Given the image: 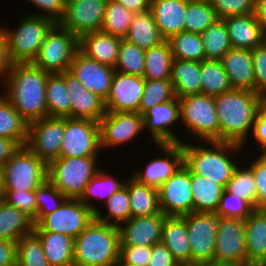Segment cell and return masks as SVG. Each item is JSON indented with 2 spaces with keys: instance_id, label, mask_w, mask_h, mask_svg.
<instances>
[{
  "instance_id": "6da1fadb",
  "label": "cell",
  "mask_w": 266,
  "mask_h": 266,
  "mask_svg": "<svg viewBox=\"0 0 266 266\" xmlns=\"http://www.w3.org/2000/svg\"><path fill=\"white\" fill-rule=\"evenodd\" d=\"M49 74L33 63H15L4 78L5 96L28 124L48 117L46 82Z\"/></svg>"
},
{
  "instance_id": "7a4b0ae2",
  "label": "cell",
  "mask_w": 266,
  "mask_h": 266,
  "mask_svg": "<svg viewBox=\"0 0 266 266\" xmlns=\"http://www.w3.org/2000/svg\"><path fill=\"white\" fill-rule=\"evenodd\" d=\"M263 97L254 91L231 89L214 97L219 120V141L244 146Z\"/></svg>"
},
{
  "instance_id": "3957f363",
  "label": "cell",
  "mask_w": 266,
  "mask_h": 266,
  "mask_svg": "<svg viewBox=\"0 0 266 266\" xmlns=\"http://www.w3.org/2000/svg\"><path fill=\"white\" fill-rule=\"evenodd\" d=\"M200 143L201 141L194 146L181 142L184 165L192 173L226 187L238 166L230 155L233 156L234 153L236 156L242 150V145L223 141H208L212 145V148H208L201 146Z\"/></svg>"
},
{
  "instance_id": "277c9868",
  "label": "cell",
  "mask_w": 266,
  "mask_h": 266,
  "mask_svg": "<svg viewBox=\"0 0 266 266\" xmlns=\"http://www.w3.org/2000/svg\"><path fill=\"white\" fill-rule=\"evenodd\" d=\"M118 226L94 220L74 239V266H117Z\"/></svg>"
},
{
  "instance_id": "5b68a950",
  "label": "cell",
  "mask_w": 266,
  "mask_h": 266,
  "mask_svg": "<svg viewBox=\"0 0 266 266\" xmlns=\"http://www.w3.org/2000/svg\"><path fill=\"white\" fill-rule=\"evenodd\" d=\"M17 28H4L7 51L12 64L33 63L39 54L47 33L56 24L49 18L27 14Z\"/></svg>"
},
{
  "instance_id": "8992f818",
  "label": "cell",
  "mask_w": 266,
  "mask_h": 266,
  "mask_svg": "<svg viewBox=\"0 0 266 266\" xmlns=\"http://www.w3.org/2000/svg\"><path fill=\"white\" fill-rule=\"evenodd\" d=\"M97 157H59L48 164L47 179L70 199H80L96 175Z\"/></svg>"
},
{
  "instance_id": "52a82bcc",
  "label": "cell",
  "mask_w": 266,
  "mask_h": 266,
  "mask_svg": "<svg viewBox=\"0 0 266 266\" xmlns=\"http://www.w3.org/2000/svg\"><path fill=\"white\" fill-rule=\"evenodd\" d=\"M48 165L22 146L0 169L1 190L32 191L47 180Z\"/></svg>"
},
{
  "instance_id": "ba28073f",
  "label": "cell",
  "mask_w": 266,
  "mask_h": 266,
  "mask_svg": "<svg viewBox=\"0 0 266 266\" xmlns=\"http://www.w3.org/2000/svg\"><path fill=\"white\" fill-rule=\"evenodd\" d=\"M178 102L180 122L195 140L219 141V120L214 97L197 93L178 98Z\"/></svg>"
},
{
  "instance_id": "9c48e42d",
  "label": "cell",
  "mask_w": 266,
  "mask_h": 266,
  "mask_svg": "<svg viewBox=\"0 0 266 266\" xmlns=\"http://www.w3.org/2000/svg\"><path fill=\"white\" fill-rule=\"evenodd\" d=\"M78 50L79 39L56 23L47 33L33 64L50 74L63 73L69 71Z\"/></svg>"
},
{
  "instance_id": "30bf717a",
  "label": "cell",
  "mask_w": 266,
  "mask_h": 266,
  "mask_svg": "<svg viewBox=\"0 0 266 266\" xmlns=\"http://www.w3.org/2000/svg\"><path fill=\"white\" fill-rule=\"evenodd\" d=\"M95 218L79 199L67 198L54 212L44 216L33 231L58 232L75 239Z\"/></svg>"
},
{
  "instance_id": "8fae6325",
  "label": "cell",
  "mask_w": 266,
  "mask_h": 266,
  "mask_svg": "<svg viewBox=\"0 0 266 266\" xmlns=\"http://www.w3.org/2000/svg\"><path fill=\"white\" fill-rule=\"evenodd\" d=\"M223 217L216 213L192 212L186 215V225L191 251V262L213 260L216 232Z\"/></svg>"
},
{
  "instance_id": "7c38bea8",
  "label": "cell",
  "mask_w": 266,
  "mask_h": 266,
  "mask_svg": "<svg viewBox=\"0 0 266 266\" xmlns=\"http://www.w3.org/2000/svg\"><path fill=\"white\" fill-rule=\"evenodd\" d=\"M100 149L99 122L90 119L65 118L59 157L97 156Z\"/></svg>"
},
{
  "instance_id": "4fadbf2b",
  "label": "cell",
  "mask_w": 266,
  "mask_h": 266,
  "mask_svg": "<svg viewBox=\"0 0 266 266\" xmlns=\"http://www.w3.org/2000/svg\"><path fill=\"white\" fill-rule=\"evenodd\" d=\"M65 118L44 117L28 124L25 146L47 165L59 158Z\"/></svg>"
},
{
  "instance_id": "5bb4252c",
  "label": "cell",
  "mask_w": 266,
  "mask_h": 266,
  "mask_svg": "<svg viewBox=\"0 0 266 266\" xmlns=\"http://www.w3.org/2000/svg\"><path fill=\"white\" fill-rule=\"evenodd\" d=\"M108 0H66L62 18L57 23L78 39L101 31Z\"/></svg>"
},
{
  "instance_id": "9a60e30c",
  "label": "cell",
  "mask_w": 266,
  "mask_h": 266,
  "mask_svg": "<svg viewBox=\"0 0 266 266\" xmlns=\"http://www.w3.org/2000/svg\"><path fill=\"white\" fill-rule=\"evenodd\" d=\"M161 212L166 216H185L194 212L191 171L183 164L159 188Z\"/></svg>"
},
{
  "instance_id": "2e32d148",
  "label": "cell",
  "mask_w": 266,
  "mask_h": 266,
  "mask_svg": "<svg viewBox=\"0 0 266 266\" xmlns=\"http://www.w3.org/2000/svg\"><path fill=\"white\" fill-rule=\"evenodd\" d=\"M101 149L131 143L144 131L143 115L138 112H106L99 121Z\"/></svg>"
},
{
  "instance_id": "e0dca14e",
  "label": "cell",
  "mask_w": 266,
  "mask_h": 266,
  "mask_svg": "<svg viewBox=\"0 0 266 266\" xmlns=\"http://www.w3.org/2000/svg\"><path fill=\"white\" fill-rule=\"evenodd\" d=\"M245 222L223 218L216 232L214 261L241 265L247 263Z\"/></svg>"
},
{
  "instance_id": "ac0fdd59",
  "label": "cell",
  "mask_w": 266,
  "mask_h": 266,
  "mask_svg": "<svg viewBox=\"0 0 266 266\" xmlns=\"http://www.w3.org/2000/svg\"><path fill=\"white\" fill-rule=\"evenodd\" d=\"M156 145L164 152L165 158L150 160L144 170L135 171L131 177L141 184L158 189L184 164V152L181 143Z\"/></svg>"
},
{
  "instance_id": "d6986e66",
  "label": "cell",
  "mask_w": 266,
  "mask_h": 266,
  "mask_svg": "<svg viewBox=\"0 0 266 266\" xmlns=\"http://www.w3.org/2000/svg\"><path fill=\"white\" fill-rule=\"evenodd\" d=\"M145 78L115 72L109 94L104 101L106 112H138Z\"/></svg>"
},
{
  "instance_id": "ffe728a7",
  "label": "cell",
  "mask_w": 266,
  "mask_h": 266,
  "mask_svg": "<svg viewBox=\"0 0 266 266\" xmlns=\"http://www.w3.org/2000/svg\"><path fill=\"white\" fill-rule=\"evenodd\" d=\"M69 72L73 74L86 88L106 100L113 75L114 67L100 64L96 60L88 58L78 50L70 64Z\"/></svg>"
},
{
  "instance_id": "44dd1931",
  "label": "cell",
  "mask_w": 266,
  "mask_h": 266,
  "mask_svg": "<svg viewBox=\"0 0 266 266\" xmlns=\"http://www.w3.org/2000/svg\"><path fill=\"white\" fill-rule=\"evenodd\" d=\"M179 120L177 97L168 102L156 104L143 114L144 130L145 128L149 130L155 144L181 143L182 140L171 129L172 125Z\"/></svg>"
},
{
  "instance_id": "7402d4cb",
  "label": "cell",
  "mask_w": 266,
  "mask_h": 266,
  "mask_svg": "<svg viewBox=\"0 0 266 266\" xmlns=\"http://www.w3.org/2000/svg\"><path fill=\"white\" fill-rule=\"evenodd\" d=\"M165 217L164 214L130 217L118 226L120 245L153 246L160 243Z\"/></svg>"
},
{
  "instance_id": "603a6c76",
  "label": "cell",
  "mask_w": 266,
  "mask_h": 266,
  "mask_svg": "<svg viewBox=\"0 0 266 266\" xmlns=\"http://www.w3.org/2000/svg\"><path fill=\"white\" fill-rule=\"evenodd\" d=\"M65 78L71 100V118L99 122L105 115L104 101L87 88L69 71L60 73Z\"/></svg>"
},
{
  "instance_id": "cb8c5ba5",
  "label": "cell",
  "mask_w": 266,
  "mask_h": 266,
  "mask_svg": "<svg viewBox=\"0 0 266 266\" xmlns=\"http://www.w3.org/2000/svg\"><path fill=\"white\" fill-rule=\"evenodd\" d=\"M220 61L233 89L255 92L252 50L232 47Z\"/></svg>"
},
{
  "instance_id": "d4e9b609",
  "label": "cell",
  "mask_w": 266,
  "mask_h": 266,
  "mask_svg": "<svg viewBox=\"0 0 266 266\" xmlns=\"http://www.w3.org/2000/svg\"><path fill=\"white\" fill-rule=\"evenodd\" d=\"M223 20L233 48L253 50L265 42V33L254 13L229 16Z\"/></svg>"
},
{
  "instance_id": "484cf974",
  "label": "cell",
  "mask_w": 266,
  "mask_h": 266,
  "mask_svg": "<svg viewBox=\"0 0 266 266\" xmlns=\"http://www.w3.org/2000/svg\"><path fill=\"white\" fill-rule=\"evenodd\" d=\"M122 38L102 31L91 32L79 39V50L100 64L114 67Z\"/></svg>"
},
{
  "instance_id": "4316f807",
  "label": "cell",
  "mask_w": 266,
  "mask_h": 266,
  "mask_svg": "<svg viewBox=\"0 0 266 266\" xmlns=\"http://www.w3.org/2000/svg\"><path fill=\"white\" fill-rule=\"evenodd\" d=\"M189 0H151L154 21L166 40L183 31L184 15Z\"/></svg>"
},
{
  "instance_id": "83f0119b",
  "label": "cell",
  "mask_w": 266,
  "mask_h": 266,
  "mask_svg": "<svg viewBox=\"0 0 266 266\" xmlns=\"http://www.w3.org/2000/svg\"><path fill=\"white\" fill-rule=\"evenodd\" d=\"M160 242L169 249L178 262H191L186 215L165 217Z\"/></svg>"
},
{
  "instance_id": "f1b7e54d",
  "label": "cell",
  "mask_w": 266,
  "mask_h": 266,
  "mask_svg": "<svg viewBox=\"0 0 266 266\" xmlns=\"http://www.w3.org/2000/svg\"><path fill=\"white\" fill-rule=\"evenodd\" d=\"M39 238L50 266H74V239L50 231H33Z\"/></svg>"
},
{
  "instance_id": "f546056e",
  "label": "cell",
  "mask_w": 266,
  "mask_h": 266,
  "mask_svg": "<svg viewBox=\"0 0 266 266\" xmlns=\"http://www.w3.org/2000/svg\"><path fill=\"white\" fill-rule=\"evenodd\" d=\"M124 40L144 50L158 46L166 41L157 27L150 9L134 14Z\"/></svg>"
},
{
  "instance_id": "4dcf8cb0",
  "label": "cell",
  "mask_w": 266,
  "mask_h": 266,
  "mask_svg": "<svg viewBox=\"0 0 266 266\" xmlns=\"http://www.w3.org/2000/svg\"><path fill=\"white\" fill-rule=\"evenodd\" d=\"M247 263L266 260V210H254L245 220Z\"/></svg>"
},
{
  "instance_id": "1f68e13d",
  "label": "cell",
  "mask_w": 266,
  "mask_h": 266,
  "mask_svg": "<svg viewBox=\"0 0 266 266\" xmlns=\"http://www.w3.org/2000/svg\"><path fill=\"white\" fill-rule=\"evenodd\" d=\"M170 80L177 98L201 93L200 61L173 58Z\"/></svg>"
},
{
  "instance_id": "d6a6232c",
  "label": "cell",
  "mask_w": 266,
  "mask_h": 266,
  "mask_svg": "<svg viewBox=\"0 0 266 266\" xmlns=\"http://www.w3.org/2000/svg\"><path fill=\"white\" fill-rule=\"evenodd\" d=\"M124 180L130 198L131 217L163 214L159 204L158 189L141 184L131 176L130 179Z\"/></svg>"
},
{
  "instance_id": "836d02e7",
  "label": "cell",
  "mask_w": 266,
  "mask_h": 266,
  "mask_svg": "<svg viewBox=\"0 0 266 266\" xmlns=\"http://www.w3.org/2000/svg\"><path fill=\"white\" fill-rule=\"evenodd\" d=\"M33 230L30 216L0 199V239L17 242L23 236L32 234Z\"/></svg>"
},
{
  "instance_id": "e575fe53",
  "label": "cell",
  "mask_w": 266,
  "mask_h": 266,
  "mask_svg": "<svg viewBox=\"0 0 266 266\" xmlns=\"http://www.w3.org/2000/svg\"><path fill=\"white\" fill-rule=\"evenodd\" d=\"M224 190V186L191 172L194 212L216 213Z\"/></svg>"
},
{
  "instance_id": "d590c367",
  "label": "cell",
  "mask_w": 266,
  "mask_h": 266,
  "mask_svg": "<svg viewBox=\"0 0 266 266\" xmlns=\"http://www.w3.org/2000/svg\"><path fill=\"white\" fill-rule=\"evenodd\" d=\"M48 117L71 118V100L65 78L60 73L49 74L46 82Z\"/></svg>"
},
{
  "instance_id": "8d00e7d4",
  "label": "cell",
  "mask_w": 266,
  "mask_h": 266,
  "mask_svg": "<svg viewBox=\"0 0 266 266\" xmlns=\"http://www.w3.org/2000/svg\"><path fill=\"white\" fill-rule=\"evenodd\" d=\"M28 123L14 109L9 99L0 94V137L16 140L21 146L27 141Z\"/></svg>"
},
{
  "instance_id": "74e56055",
  "label": "cell",
  "mask_w": 266,
  "mask_h": 266,
  "mask_svg": "<svg viewBox=\"0 0 266 266\" xmlns=\"http://www.w3.org/2000/svg\"><path fill=\"white\" fill-rule=\"evenodd\" d=\"M123 182L101 168L88 182L85 191L79 200L96 213L98 209L95 204L90 203L93 202L91 200H93V198L103 199L105 203L112 194L125 185V181Z\"/></svg>"
},
{
  "instance_id": "f35d334b",
  "label": "cell",
  "mask_w": 266,
  "mask_h": 266,
  "mask_svg": "<svg viewBox=\"0 0 266 266\" xmlns=\"http://www.w3.org/2000/svg\"><path fill=\"white\" fill-rule=\"evenodd\" d=\"M172 61L173 56L168 40L145 50L143 77L149 80L170 79Z\"/></svg>"
},
{
  "instance_id": "ab89813d",
  "label": "cell",
  "mask_w": 266,
  "mask_h": 266,
  "mask_svg": "<svg viewBox=\"0 0 266 266\" xmlns=\"http://www.w3.org/2000/svg\"><path fill=\"white\" fill-rule=\"evenodd\" d=\"M200 75L201 93L215 97L233 89L220 60H202Z\"/></svg>"
},
{
  "instance_id": "60d3db41",
  "label": "cell",
  "mask_w": 266,
  "mask_h": 266,
  "mask_svg": "<svg viewBox=\"0 0 266 266\" xmlns=\"http://www.w3.org/2000/svg\"><path fill=\"white\" fill-rule=\"evenodd\" d=\"M205 60H220L232 48L227 26L223 19L201 33Z\"/></svg>"
},
{
  "instance_id": "b9f144b4",
  "label": "cell",
  "mask_w": 266,
  "mask_h": 266,
  "mask_svg": "<svg viewBox=\"0 0 266 266\" xmlns=\"http://www.w3.org/2000/svg\"><path fill=\"white\" fill-rule=\"evenodd\" d=\"M217 20L211 2L189 0L184 15L183 31L201 34Z\"/></svg>"
},
{
  "instance_id": "7bdbcfd3",
  "label": "cell",
  "mask_w": 266,
  "mask_h": 266,
  "mask_svg": "<svg viewBox=\"0 0 266 266\" xmlns=\"http://www.w3.org/2000/svg\"><path fill=\"white\" fill-rule=\"evenodd\" d=\"M172 56L175 59L202 61L205 60L201 34L182 31L168 40Z\"/></svg>"
},
{
  "instance_id": "ee69618b",
  "label": "cell",
  "mask_w": 266,
  "mask_h": 266,
  "mask_svg": "<svg viewBox=\"0 0 266 266\" xmlns=\"http://www.w3.org/2000/svg\"><path fill=\"white\" fill-rule=\"evenodd\" d=\"M106 214L101 215V211L95 213V219L110 225L119 226L131 217L130 198L128 188L124 185L105 202Z\"/></svg>"
},
{
  "instance_id": "f6af8a7d",
  "label": "cell",
  "mask_w": 266,
  "mask_h": 266,
  "mask_svg": "<svg viewBox=\"0 0 266 266\" xmlns=\"http://www.w3.org/2000/svg\"><path fill=\"white\" fill-rule=\"evenodd\" d=\"M134 13L114 0H108L101 31L124 39Z\"/></svg>"
},
{
  "instance_id": "bcb514c9",
  "label": "cell",
  "mask_w": 266,
  "mask_h": 266,
  "mask_svg": "<svg viewBox=\"0 0 266 266\" xmlns=\"http://www.w3.org/2000/svg\"><path fill=\"white\" fill-rule=\"evenodd\" d=\"M145 50L124 39L121 41L115 72L143 76L145 69Z\"/></svg>"
},
{
  "instance_id": "7dc6e473",
  "label": "cell",
  "mask_w": 266,
  "mask_h": 266,
  "mask_svg": "<svg viewBox=\"0 0 266 266\" xmlns=\"http://www.w3.org/2000/svg\"><path fill=\"white\" fill-rule=\"evenodd\" d=\"M175 97L174 88L170 79H145V87L139 105V113L143 115L156 104L168 102Z\"/></svg>"
},
{
  "instance_id": "c3c4849f",
  "label": "cell",
  "mask_w": 266,
  "mask_h": 266,
  "mask_svg": "<svg viewBox=\"0 0 266 266\" xmlns=\"http://www.w3.org/2000/svg\"><path fill=\"white\" fill-rule=\"evenodd\" d=\"M16 266H50L43 252L39 238L29 234L20 238L17 242Z\"/></svg>"
},
{
  "instance_id": "681fc988",
  "label": "cell",
  "mask_w": 266,
  "mask_h": 266,
  "mask_svg": "<svg viewBox=\"0 0 266 266\" xmlns=\"http://www.w3.org/2000/svg\"><path fill=\"white\" fill-rule=\"evenodd\" d=\"M236 167L232 178L227 182L225 189L240 198L247 200L256 210L257 188L250 167Z\"/></svg>"
},
{
  "instance_id": "f907efd6",
  "label": "cell",
  "mask_w": 266,
  "mask_h": 266,
  "mask_svg": "<svg viewBox=\"0 0 266 266\" xmlns=\"http://www.w3.org/2000/svg\"><path fill=\"white\" fill-rule=\"evenodd\" d=\"M66 199L67 197L47 179L35 190L37 213L36 217L33 219L34 225L44 216L58 209Z\"/></svg>"
},
{
  "instance_id": "816d5d0a",
  "label": "cell",
  "mask_w": 266,
  "mask_h": 266,
  "mask_svg": "<svg viewBox=\"0 0 266 266\" xmlns=\"http://www.w3.org/2000/svg\"><path fill=\"white\" fill-rule=\"evenodd\" d=\"M254 207L245 199L224 190L219 202L216 214L223 218L245 220L253 211Z\"/></svg>"
},
{
  "instance_id": "f5cc1de1",
  "label": "cell",
  "mask_w": 266,
  "mask_h": 266,
  "mask_svg": "<svg viewBox=\"0 0 266 266\" xmlns=\"http://www.w3.org/2000/svg\"><path fill=\"white\" fill-rule=\"evenodd\" d=\"M256 0H212L211 4L218 19L229 16L253 14Z\"/></svg>"
},
{
  "instance_id": "db71d44e",
  "label": "cell",
  "mask_w": 266,
  "mask_h": 266,
  "mask_svg": "<svg viewBox=\"0 0 266 266\" xmlns=\"http://www.w3.org/2000/svg\"><path fill=\"white\" fill-rule=\"evenodd\" d=\"M2 200L7 204L25 212L32 219L36 217L37 204L35 200V190L18 191V190H1Z\"/></svg>"
},
{
  "instance_id": "11a10c76",
  "label": "cell",
  "mask_w": 266,
  "mask_h": 266,
  "mask_svg": "<svg viewBox=\"0 0 266 266\" xmlns=\"http://www.w3.org/2000/svg\"><path fill=\"white\" fill-rule=\"evenodd\" d=\"M152 246L120 245V266H148L151 258Z\"/></svg>"
},
{
  "instance_id": "9f6ffc18",
  "label": "cell",
  "mask_w": 266,
  "mask_h": 266,
  "mask_svg": "<svg viewBox=\"0 0 266 266\" xmlns=\"http://www.w3.org/2000/svg\"><path fill=\"white\" fill-rule=\"evenodd\" d=\"M249 167L252 169L257 188L256 210H266V153H261Z\"/></svg>"
},
{
  "instance_id": "6f0895ef",
  "label": "cell",
  "mask_w": 266,
  "mask_h": 266,
  "mask_svg": "<svg viewBox=\"0 0 266 266\" xmlns=\"http://www.w3.org/2000/svg\"><path fill=\"white\" fill-rule=\"evenodd\" d=\"M255 92L266 98V42L252 50Z\"/></svg>"
},
{
  "instance_id": "680465c9",
  "label": "cell",
  "mask_w": 266,
  "mask_h": 266,
  "mask_svg": "<svg viewBox=\"0 0 266 266\" xmlns=\"http://www.w3.org/2000/svg\"><path fill=\"white\" fill-rule=\"evenodd\" d=\"M251 133L257 141L260 153H266V98L258 105Z\"/></svg>"
},
{
  "instance_id": "91938a15",
  "label": "cell",
  "mask_w": 266,
  "mask_h": 266,
  "mask_svg": "<svg viewBox=\"0 0 266 266\" xmlns=\"http://www.w3.org/2000/svg\"><path fill=\"white\" fill-rule=\"evenodd\" d=\"M32 4L43 11L42 14L35 12L33 15L49 18L50 20L58 23L62 18L66 0H29Z\"/></svg>"
},
{
  "instance_id": "94428289",
  "label": "cell",
  "mask_w": 266,
  "mask_h": 266,
  "mask_svg": "<svg viewBox=\"0 0 266 266\" xmlns=\"http://www.w3.org/2000/svg\"><path fill=\"white\" fill-rule=\"evenodd\" d=\"M178 261L163 243L152 246L151 258L148 266H175Z\"/></svg>"
},
{
  "instance_id": "6125c7cd",
  "label": "cell",
  "mask_w": 266,
  "mask_h": 266,
  "mask_svg": "<svg viewBox=\"0 0 266 266\" xmlns=\"http://www.w3.org/2000/svg\"><path fill=\"white\" fill-rule=\"evenodd\" d=\"M17 245L14 241L0 239V266H16Z\"/></svg>"
},
{
  "instance_id": "be15d7a7",
  "label": "cell",
  "mask_w": 266,
  "mask_h": 266,
  "mask_svg": "<svg viewBox=\"0 0 266 266\" xmlns=\"http://www.w3.org/2000/svg\"><path fill=\"white\" fill-rule=\"evenodd\" d=\"M11 65L12 63L10 61L8 51H7L6 35L3 30V26L2 27L0 26V78L1 80H4Z\"/></svg>"
},
{
  "instance_id": "e7e4bbea",
  "label": "cell",
  "mask_w": 266,
  "mask_h": 266,
  "mask_svg": "<svg viewBox=\"0 0 266 266\" xmlns=\"http://www.w3.org/2000/svg\"><path fill=\"white\" fill-rule=\"evenodd\" d=\"M22 147L16 140L0 137V169Z\"/></svg>"
},
{
  "instance_id": "03108f58",
  "label": "cell",
  "mask_w": 266,
  "mask_h": 266,
  "mask_svg": "<svg viewBox=\"0 0 266 266\" xmlns=\"http://www.w3.org/2000/svg\"><path fill=\"white\" fill-rule=\"evenodd\" d=\"M136 14L150 9L151 0H114Z\"/></svg>"
},
{
  "instance_id": "003e7915",
  "label": "cell",
  "mask_w": 266,
  "mask_h": 266,
  "mask_svg": "<svg viewBox=\"0 0 266 266\" xmlns=\"http://www.w3.org/2000/svg\"><path fill=\"white\" fill-rule=\"evenodd\" d=\"M254 15L266 34V0H256Z\"/></svg>"
},
{
  "instance_id": "a7ac6f4b",
  "label": "cell",
  "mask_w": 266,
  "mask_h": 266,
  "mask_svg": "<svg viewBox=\"0 0 266 266\" xmlns=\"http://www.w3.org/2000/svg\"><path fill=\"white\" fill-rule=\"evenodd\" d=\"M199 266H238V265L232 264V263H225V262H218V261L210 260V261L199 263Z\"/></svg>"
},
{
  "instance_id": "89a4df30",
  "label": "cell",
  "mask_w": 266,
  "mask_h": 266,
  "mask_svg": "<svg viewBox=\"0 0 266 266\" xmlns=\"http://www.w3.org/2000/svg\"><path fill=\"white\" fill-rule=\"evenodd\" d=\"M175 266H199L197 262H178Z\"/></svg>"
},
{
  "instance_id": "2644e50d",
  "label": "cell",
  "mask_w": 266,
  "mask_h": 266,
  "mask_svg": "<svg viewBox=\"0 0 266 266\" xmlns=\"http://www.w3.org/2000/svg\"><path fill=\"white\" fill-rule=\"evenodd\" d=\"M239 266H266L264 263L248 262Z\"/></svg>"
},
{
  "instance_id": "8c879c8a",
  "label": "cell",
  "mask_w": 266,
  "mask_h": 266,
  "mask_svg": "<svg viewBox=\"0 0 266 266\" xmlns=\"http://www.w3.org/2000/svg\"><path fill=\"white\" fill-rule=\"evenodd\" d=\"M2 198V192H1V181H0V199Z\"/></svg>"
},
{
  "instance_id": "753ad0ef",
  "label": "cell",
  "mask_w": 266,
  "mask_h": 266,
  "mask_svg": "<svg viewBox=\"0 0 266 266\" xmlns=\"http://www.w3.org/2000/svg\"><path fill=\"white\" fill-rule=\"evenodd\" d=\"M195 1H206V2H211L212 0H195Z\"/></svg>"
}]
</instances>
